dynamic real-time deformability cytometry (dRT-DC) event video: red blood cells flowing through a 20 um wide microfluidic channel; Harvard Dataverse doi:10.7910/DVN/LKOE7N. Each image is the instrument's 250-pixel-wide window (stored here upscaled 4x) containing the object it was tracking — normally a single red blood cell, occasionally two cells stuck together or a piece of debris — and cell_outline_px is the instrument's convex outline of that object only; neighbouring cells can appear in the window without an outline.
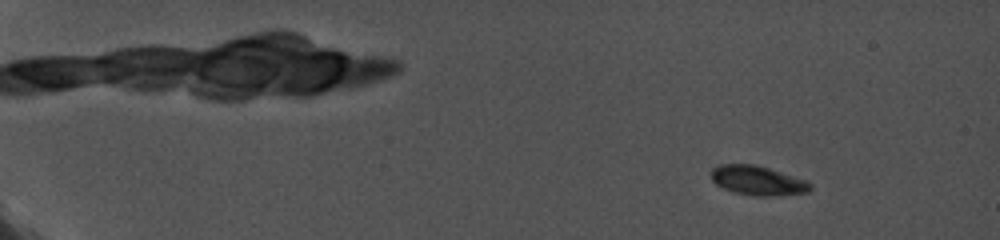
{"species": "common noctule bat (a hibernating species)", "species_latin": "Nyctalus noctula", "temperature_condition": "cold", "stored_images_in_passage": 70, "camera_frame_rate_fps": 5000, "um_per_image_px": 0.085, "animal": {"sex": "female", "body_mass_g": 19.0, "forearm_length_mm": 56.7}, "frame": {"image": 1, "passage_image": 15, "time_ms": 2.8, "image_size_px": [1000, 240], "cell_outline_px": [[812, 188], [808, 192], [772, 196], [752, 196], [732, 192], [716, 184], [712, 180], [712, 168], [720, 164], [756, 164], [808, 180], [812, 184]], "centroid_in_image_um": [64.43, 15.34], "position_along_channel_um": 20.6, "area_um2": 17.17}}
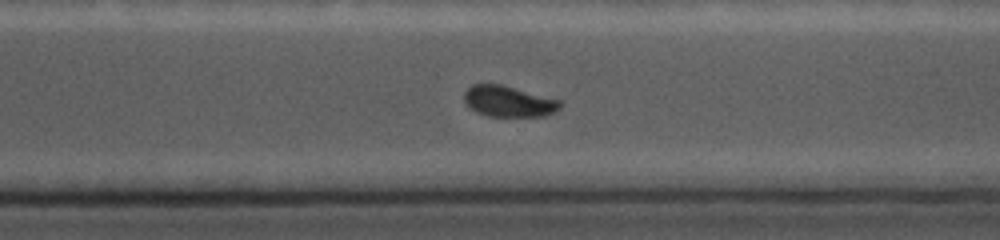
{"frame": {"image": 2, "passage_image": 66, "time_ms": 15.4, "image_size_px": [1000, 240], "cell_outline_px": [[564, 104], [556, 112], [544, 116], [488, 116], [476, 112], [468, 108], [464, 100], [464, 92], [472, 84], [500, 84], [560, 100]], "centroid_in_image_um": [43.23, 8.62], "position_along_channel_um": 327.4, "area_um2": 17.4}}
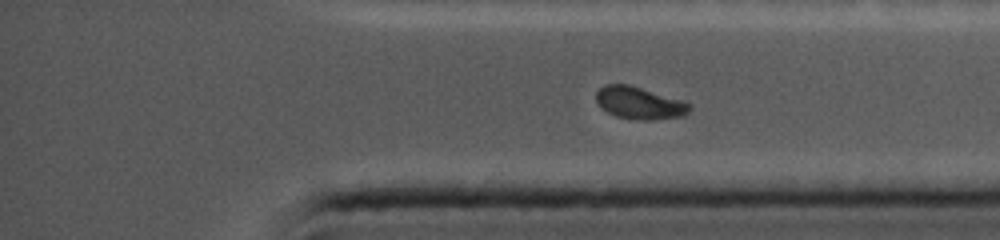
{"frame": {"image": 3, "passage_image": 70, "time_ms": 16.8, "image_size_px": [1000, 240], "cell_outline_px": [[692, 108], [684, 116], [652, 120], [644, 120], [616, 116], [600, 108], [596, 100], [596, 92], [604, 84], [628, 84], [684, 100], [692, 104]], "centroid_in_image_um": [54.38, 8.75], "position_along_channel_um": 380.8, "area_um2": 17.74}}